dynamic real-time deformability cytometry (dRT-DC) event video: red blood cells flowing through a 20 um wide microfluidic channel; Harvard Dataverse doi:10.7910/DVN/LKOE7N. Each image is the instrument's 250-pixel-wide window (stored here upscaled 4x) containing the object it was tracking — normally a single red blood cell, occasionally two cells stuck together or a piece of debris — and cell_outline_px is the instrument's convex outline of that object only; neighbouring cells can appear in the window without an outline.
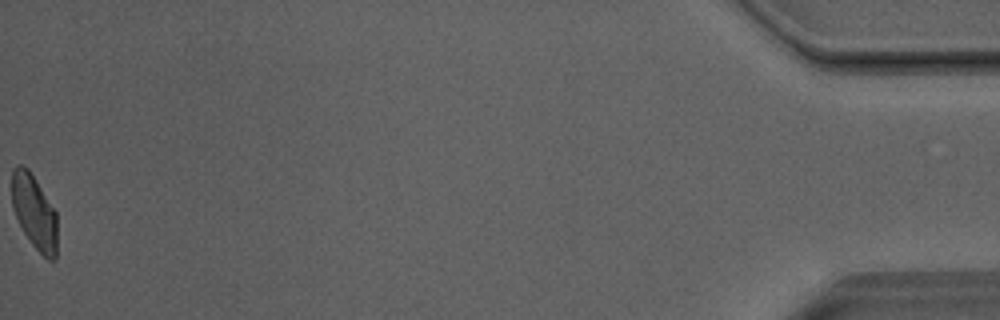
{"species": "Egyptian fruit bat (a non-hibernating species)", "species_latin": "Rousettus aegyptiacus", "temperature_condition": "room temperature", "stored_images_in_passage": 35, "camera_frame_rate_fps": 3000, "um_per_image_px": 0.085, "animal": {"sex": "male"}, "frame": {"image": 1, "passage_image": 35, "time_ms": 11.333, "image_size_px": [1000, 320], "cell_outline_px": [[56, 260], [48, 260], [32, 244], [24, 232], [12, 208], [12, 168], [20, 164], [28, 168], [36, 180], [56, 212]], "centroid_in_image_um": [2.9, 18.0], "position_along_channel_um": 432.3, "area_um2": 19.42}, "authors_computed_cell_mechanics": {"area_um2": 20.9236, "velocity_mm_per_s": 4.0398, "shape_relaxation_time_tau1_ms": 9.178, "shape_relaxation_time_tau2_ms": 1.972, "deformation_change_tau1": 0.172, "deformation_change_tau2": 0.0764}}